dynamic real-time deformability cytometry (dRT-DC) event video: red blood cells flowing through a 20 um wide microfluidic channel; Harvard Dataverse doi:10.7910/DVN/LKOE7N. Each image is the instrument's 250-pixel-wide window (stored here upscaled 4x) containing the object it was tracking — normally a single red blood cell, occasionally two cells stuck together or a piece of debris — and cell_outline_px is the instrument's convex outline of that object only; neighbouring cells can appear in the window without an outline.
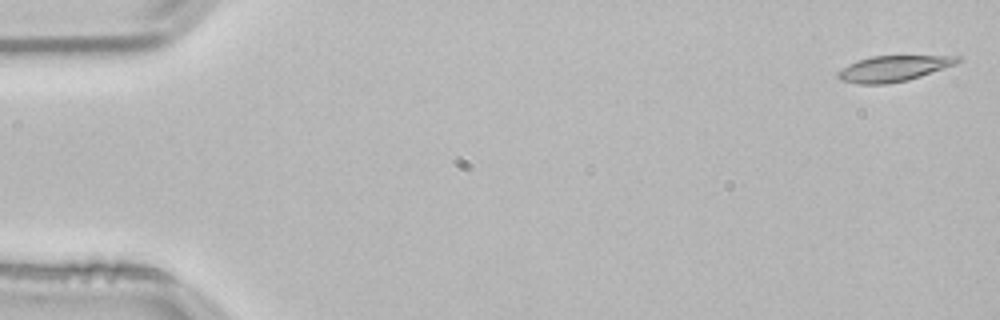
{"species": "common noctule bat (a hibernating species)", "species_latin": "Nyctalus noctula", "temperature_condition": "room temperature", "stored_images_in_passage": 53, "camera_frame_rate_fps": 3000, "um_per_image_px": 0.085, "animal": {"sex": "male", "body_mass_g": 21.5, "forearm_length_mm": 52.0}, "frame": {"image": 1, "passage_image": 1, "time_ms": 0.0, "image_size_px": [1000, 320], "cell_outline_px": [[960, 60], [956, 64], [908, 80], [888, 84], [860, 84], [840, 80], [836, 76], [836, 72], [848, 64], [872, 56], [960, 56]], "centroid_in_image_um": [75.9, 5.83], "position_along_channel_um": 9.1, "area_um2": 17.8}}
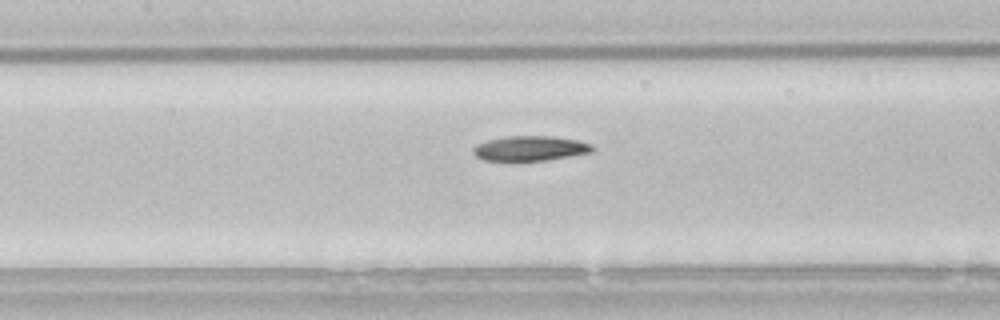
{"frame": {"image": 2, "passage_image": 24, "time_ms": 7.667, "image_size_px": [1000, 320], "cell_outline_px": [[596, 148], [592, 152], [544, 160], [484, 160], [476, 156], [472, 152], [472, 148], [476, 144], [488, 140], [504, 136], [552, 136], [580, 140], [592, 144]], "centroid_in_image_um": [45.07, 12.59], "position_along_channel_um": 162.3, "area_um2": 17.28}}
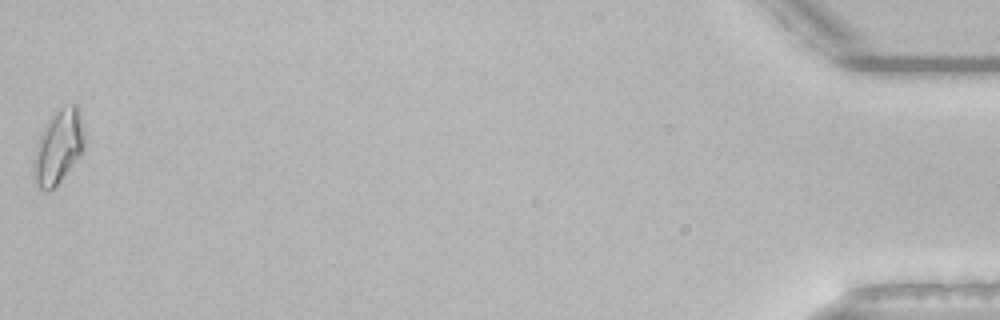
{"frame": {"image": 3, "passage_image": 53, "time_ms": 17.333, "image_size_px": [1000, 320], "cell_outline_px": [[84, 152], [60, 180], [52, 188], [40, 188], [36, 184], [32, 176], [32, 160], [40, 132], [48, 120], [64, 104], [76, 104], [80, 108], [84, 128]], "centroid_in_image_um": [4.97, 12.43], "position_along_channel_um": 430.2, "area_um2": 22.14}}